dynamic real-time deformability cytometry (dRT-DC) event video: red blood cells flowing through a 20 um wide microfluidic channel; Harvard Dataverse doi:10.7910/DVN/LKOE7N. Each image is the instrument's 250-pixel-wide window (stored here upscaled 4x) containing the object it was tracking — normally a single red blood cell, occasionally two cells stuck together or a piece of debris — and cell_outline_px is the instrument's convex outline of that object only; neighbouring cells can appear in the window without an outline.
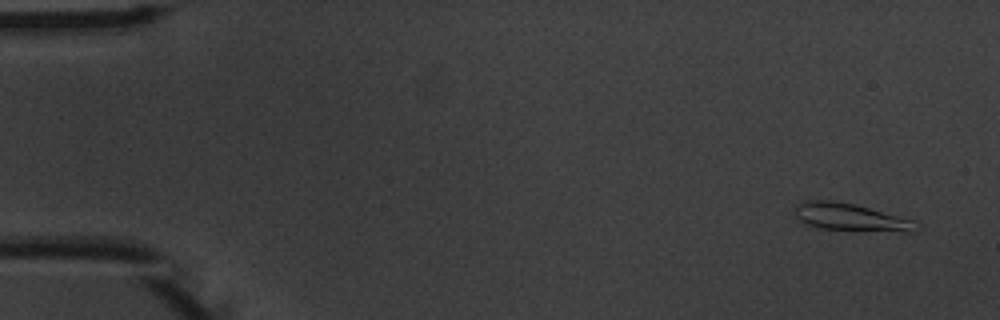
{"species": "common noctule bat (a hibernating species)", "species_latin": "Nyctalus noctula", "temperature_condition": "warm", "stored_images_in_passage": 5, "camera_frame_rate_fps": 3000, "um_per_image_px": 0.085, "animal": {"sex": "male", "body_mass_g": 20.1, "forearm_length_mm": 53.5}, "frame": {"image": 1, "passage_image": 1, "time_ms": 0.0, "image_size_px": [1000, 320], "cell_outline_px": [[920, 228], [912, 232], [904, 232], [820, 228], [808, 224], [800, 220], [796, 216], [796, 208], [804, 200], [828, 200], [852, 204], [868, 208], [912, 220]], "centroid_in_image_um": [72.31, 18.47], "position_along_channel_um": 12.7, "area_um2": 18.73}}